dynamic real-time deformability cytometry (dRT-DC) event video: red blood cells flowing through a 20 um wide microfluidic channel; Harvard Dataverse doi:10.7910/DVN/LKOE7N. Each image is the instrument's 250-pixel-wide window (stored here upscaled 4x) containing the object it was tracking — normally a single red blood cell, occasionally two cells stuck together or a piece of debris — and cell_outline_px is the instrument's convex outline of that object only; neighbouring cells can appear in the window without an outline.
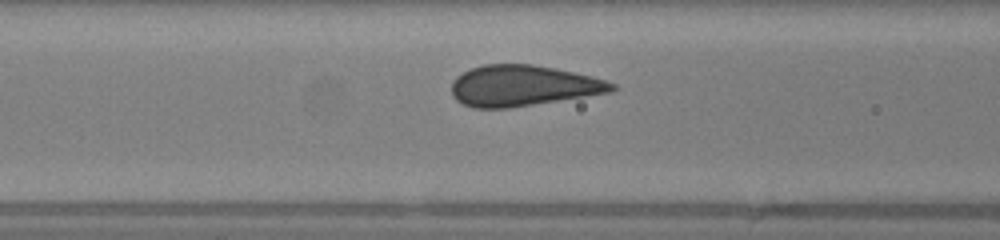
{"species": "human", "species_latin": "Homo sapiens", "temperature_condition": "warm", "stored_images_in_passage": 29, "camera_frame_rate_fps": 3000, "um_per_image_px": 0.085, "donor": {"sex": "female"}, "frame": {"image": 1, "passage_image": 8, "time_ms": 2.333, "image_size_px": [1000, 240], "cell_outline_px": [[616, 88], [612, 92], [508, 108], [472, 108], [456, 100], [452, 96], [452, 84], [456, 76], [472, 68], [484, 64], [532, 64], [556, 68], [592, 76], [616, 84]], "centroid_in_image_um": [44.44, 7.28], "position_along_channel_um": 122.2, "area_um2": 38.09}}
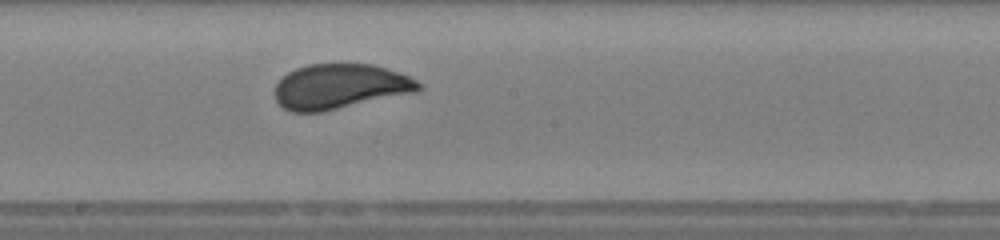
{"frame": {"image": 2, "passage_image": 15, "time_ms": 4.667, "image_size_px": [1000, 240], "cell_outline_px": [[420, 88], [416, 92], [320, 112], [292, 112], [284, 108], [276, 100], [276, 84], [288, 72], [296, 68], [308, 64], [372, 64], [408, 76], [416, 80], [420, 84]], "centroid_in_image_um": [28.87, 7.35], "position_along_channel_um": 219.3, "area_um2": 37.17}}
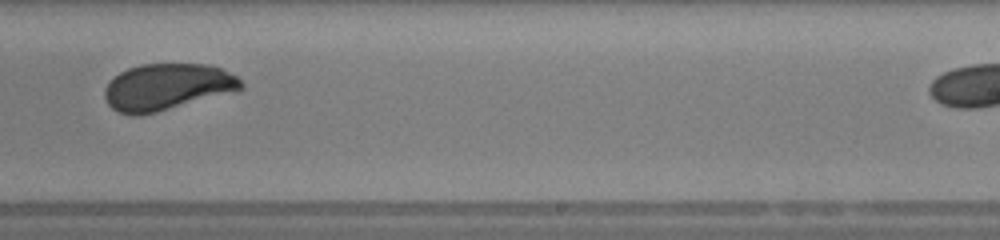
{"frame": {"image": 3, "passage_image": 19, "time_ms": 6.0, "image_size_px": [1000, 240], "cell_outline_px": [[244, 88], [156, 112], [140, 116], [132, 116], [120, 112], [112, 108], [108, 104], [104, 96], [104, 88], [120, 72], [128, 68], [140, 64], [208, 64], [220, 68], [236, 76], [244, 84]], "centroid_in_image_um": [14.16, 7.38], "position_along_channel_um": 274.8, "area_um2": 36.53}}